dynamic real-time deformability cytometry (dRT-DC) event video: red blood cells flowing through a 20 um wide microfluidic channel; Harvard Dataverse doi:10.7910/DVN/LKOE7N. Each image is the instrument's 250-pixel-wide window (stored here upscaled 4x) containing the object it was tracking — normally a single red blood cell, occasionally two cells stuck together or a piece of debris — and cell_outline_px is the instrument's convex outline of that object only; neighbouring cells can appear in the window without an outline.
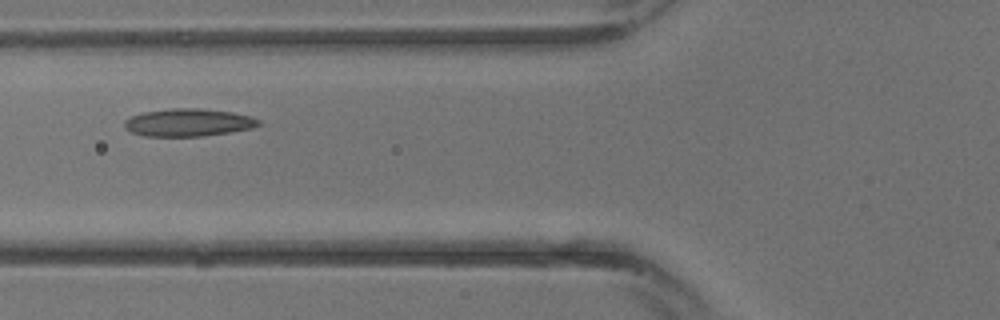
{"species": "common noctule bat (a hibernating species)", "species_latin": "Nyctalus noctula", "temperature_condition": "warm", "stored_images_in_passage": 13, "camera_frame_rate_fps": 3000, "um_per_image_px": 0.085, "animal": {"sex": "male", "body_mass_g": 13.3}, "frame": {"image": 1, "passage_image": 8, "time_ms": 2.333, "image_size_px": [1000, 320], "cell_outline_px": [[260, 124], [252, 128], [204, 136], [144, 136], [132, 132], [124, 128], [124, 120], [132, 116], [144, 112], [172, 108], [200, 108], [232, 112], [248, 116], [260, 120]], "centroid_in_image_um": [15.98, 10.41], "position_along_channel_um": 109.8, "area_um2": 21.5}}
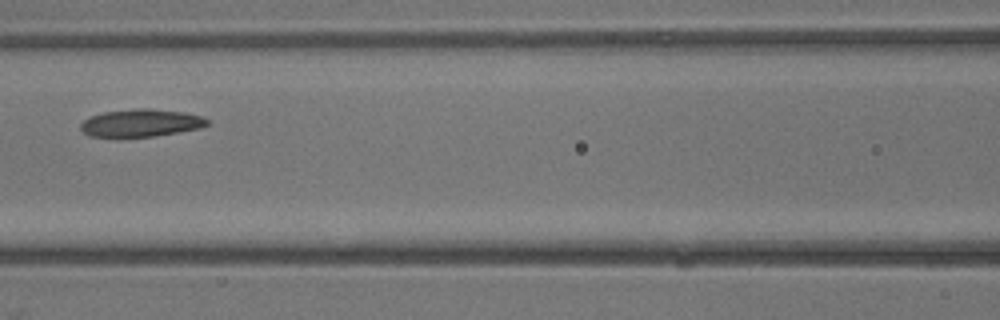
{"frame": {"image": 2, "passage_image": 10, "time_ms": 3.0, "image_size_px": [1000, 320], "cell_outline_px": [[208, 124], [200, 128], [156, 136], [116, 140], [88, 136], [80, 128], [80, 124], [84, 120], [92, 116], [104, 112], [140, 108], [148, 108], [184, 112], [204, 116], [208, 120]], "centroid_in_image_um": [11.93, 10.5], "position_along_channel_um": 154.7, "area_um2": 21.1}}
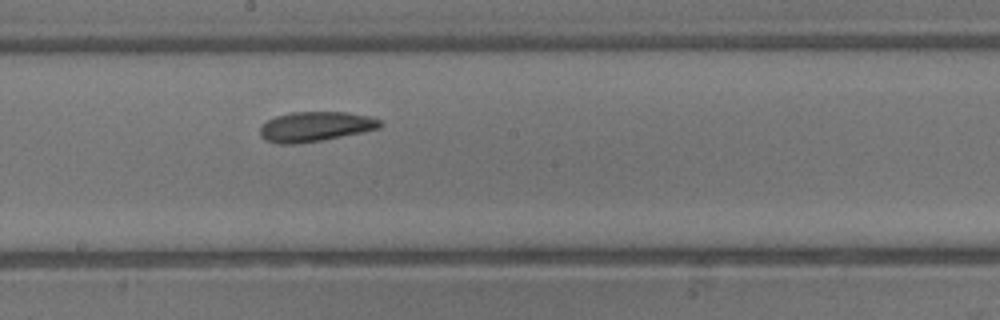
{"frame": {"image": 3, "passage_image": 13, "time_ms": 4.0, "image_size_px": [1000, 320], "cell_outline_px": [[384, 124], [380, 128], [324, 140], [296, 144], [280, 144], [264, 140], [260, 136], [260, 128], [268, 120], [276, 116], [292, 112], [344, 112], [368, 116], [380, 120]], "centroid_in_image_um": [26.8, 10.77], "position_along_channel_um": 221.4, "area_um2": 20.87}}